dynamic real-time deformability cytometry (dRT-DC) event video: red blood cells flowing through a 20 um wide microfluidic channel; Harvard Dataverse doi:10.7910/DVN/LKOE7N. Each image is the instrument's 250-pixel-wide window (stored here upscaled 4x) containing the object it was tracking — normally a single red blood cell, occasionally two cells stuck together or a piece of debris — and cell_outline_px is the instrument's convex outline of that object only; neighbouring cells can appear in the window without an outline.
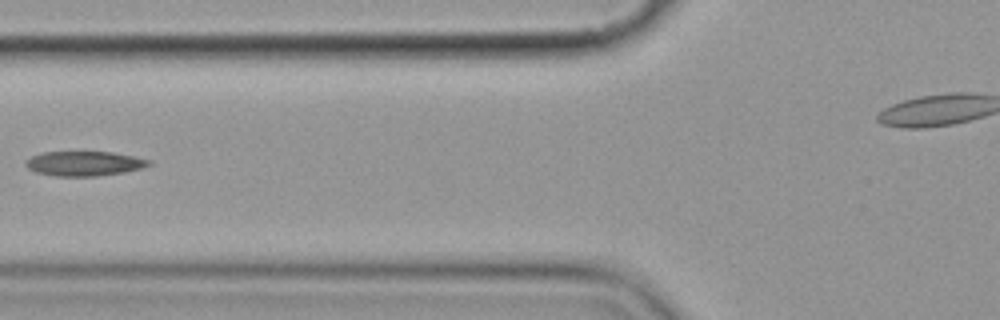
{"species": "common noctule bat (a hibernating species)", "species_latin": "Nyctalus noctula", "temperature_condition": "cold", "stored_images_in_passage": 8, "camera_frame_rate_fps": 3000, "um_per_image_px": 0.085, "animal": {"sex": "female", "body_mass_g": 19.9}, "frame": {"image": 1, "passage_image": 7, "time_ms": 7.333, "image_size_px": [1000, 320], "cell_outline_px": [[152, 164], [140, 168], [124, 172], [96, 176], [56, 176], [36, 172], [28, 168], [24, 164], [32, 156], [40, 152], [112, 152], [152, 160]], "centroid_in_image_um": [7.16, 13.9], "position_along_channel_um": 118.6, "area_um2": 17.57}}
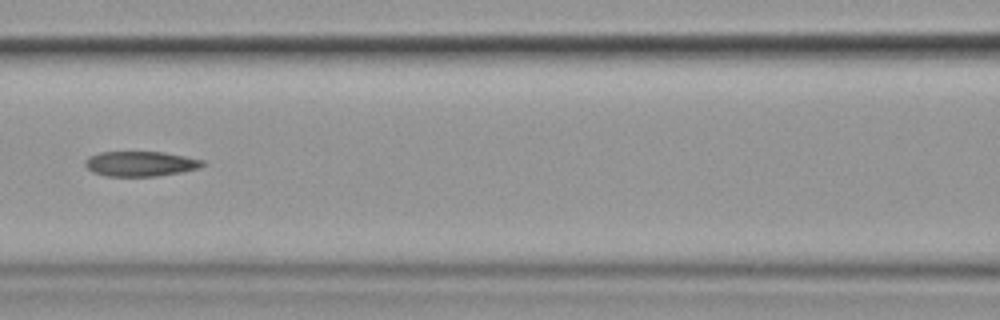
{"frame": {"image": 2, "passage_image": 8, "time_ms": 8.333, "image_size_px": [1000, 320], "cell_outline_px": [[208, 164], [200, 168], [180, 172], [156, 176], [104, 176], [92, 172], [84, 164], [84, 160], [88, 156], [100, 152], [164, 152], [204, 160]], "centroid_in_image_um": [11.94, 13.92], "position_along_channel_um": 154.7, "area_um2": 17.28}}